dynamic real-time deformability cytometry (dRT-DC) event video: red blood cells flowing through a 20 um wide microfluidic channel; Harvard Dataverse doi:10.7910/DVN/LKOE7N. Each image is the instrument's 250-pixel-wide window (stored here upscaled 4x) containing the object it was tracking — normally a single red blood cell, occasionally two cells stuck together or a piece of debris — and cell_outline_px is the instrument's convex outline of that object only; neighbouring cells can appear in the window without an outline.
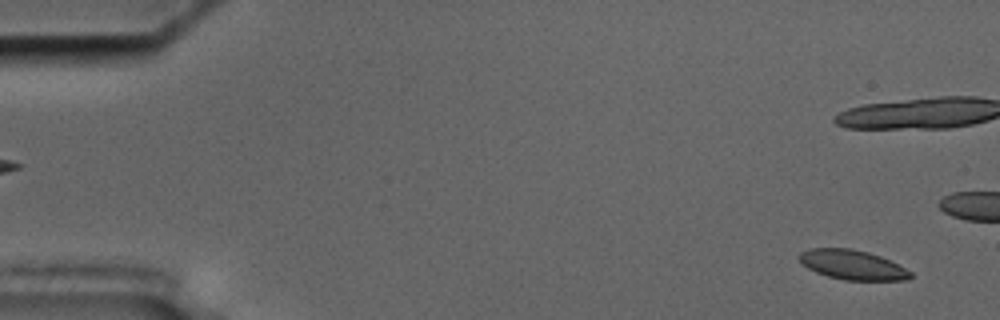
{"species": "common noctule bat (a hibernating species)", "species_latin": "Nyctalus noctula", "temperature_condition": "cold", "stored_images_in_passage": 18, "camera_frame_rate_fps": 3000, "um_per_image_px": 0.085, "animal": {"sex": "male", "body_mass_g": 17.5, "forearm_length_mm": 52.3}, "frame": {"image": 1, "passage_image": 3, "time_ms": 0.667, "image_size_px": [1000, 320], "cell_outline_px": [[912, 276], [908, 280], [844, 280], [828, 276], [816, 272], [808, 268], [796, 256], [800, 252], [808, 248], [852, 248], [868, 252], [880, 256], [912, 272]], "centroid_in_image_um": [72.42, 22.5], "position_along_channel_um": 12.6, "area_um2": 19.13}}